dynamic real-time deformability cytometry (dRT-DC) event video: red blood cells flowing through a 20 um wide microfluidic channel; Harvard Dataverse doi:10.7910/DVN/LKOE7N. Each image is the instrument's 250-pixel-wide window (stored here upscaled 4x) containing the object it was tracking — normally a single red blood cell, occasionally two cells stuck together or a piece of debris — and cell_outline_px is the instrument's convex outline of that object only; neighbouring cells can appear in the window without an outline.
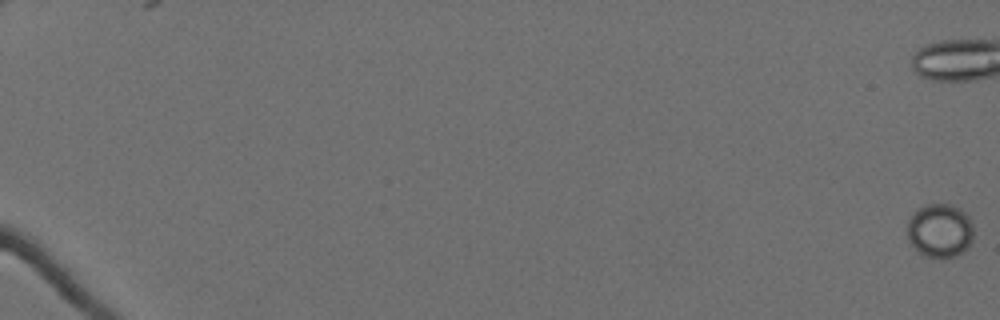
{"species": "Egyptian fruit bat (a non-hibernating species)", "species_latin": "Rousettus aegyptiacus", "temperature_condition": "cold", "stored_images_in_passage": 30, "camera_frame_rate_fps": 3000, "um_per_image_px": 0.085, "animal": {"sex": "female"}, "frame": {"image": 1, "passage_image": 1, "time_ms": 0.0, "image_size_px": [1000, 320], "cell_outline_px": [[972, 240], [968, 248], [956, 256], [924, 256], [908, 240], [908, 220], [920, 208], [928, 204], [948, 204], [960, 208], [968, 216], [972, 224]], "centroid_in_image_um": [79.91, 19.59], "position_along_channel_um": 5.1, "area_um2": 20.35}}